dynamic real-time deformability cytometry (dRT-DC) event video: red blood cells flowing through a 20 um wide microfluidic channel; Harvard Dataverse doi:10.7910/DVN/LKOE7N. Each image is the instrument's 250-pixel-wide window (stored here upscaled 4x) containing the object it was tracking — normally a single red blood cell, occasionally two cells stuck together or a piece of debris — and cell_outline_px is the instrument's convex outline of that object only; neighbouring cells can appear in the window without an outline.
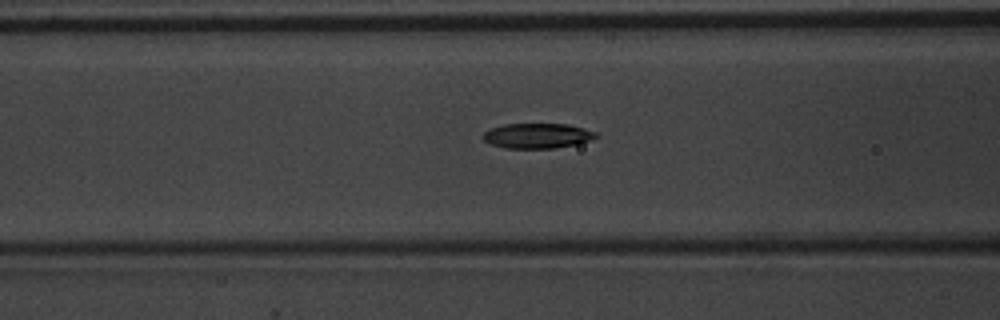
{"species": "common noctule bat (a hibernating species)", "species_latin": "Nyctalus noctula", "temperature_condition": "warm", "stored_images_in_passage": 31, "camera_frame_rate_fps": 3000, "um_per_image_px": 0.085, "animal": {"sex": "male", "body_mass_g": 20.1, "forearm_length_mm": 53.5}, "frame": {"image": 1, "passage_image": 9, "time_ms": 2.667, "image_size_px": [1000, 320], "cell_outline_px": [[596, 136], [592, 140], [576, 144], [552, 148], [504, 148], [492, 144], [484, 140], [480, 136], [484, 132], [492, 128], [504, 124], [568, 124], [584, 128], [596, 132]], "centroid_in_image_um": [45.66, 11.54], "position_along_channel_um": 120.9, "area_um2": 16.42}}
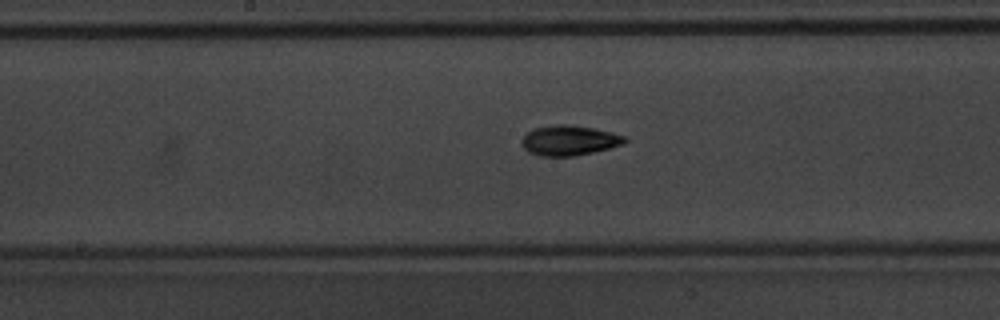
{"frame": {"image": 2, "passage_image": 15, "time_ms": 4.667, "image_size_px": [1000, 320], "cell_outline_px": [[628, 140], [624, 144], [576, 156], [540, 156], [528, 152], [520, 144], [520, 140], [532, 128], [556, 124], [568, 124], [592, 128], [612, 132], [624, 136]], "centroid_in_image_um": [48.35, 11.93], "position_along_channel_um": 199.9, "area_um2": 18.15}}
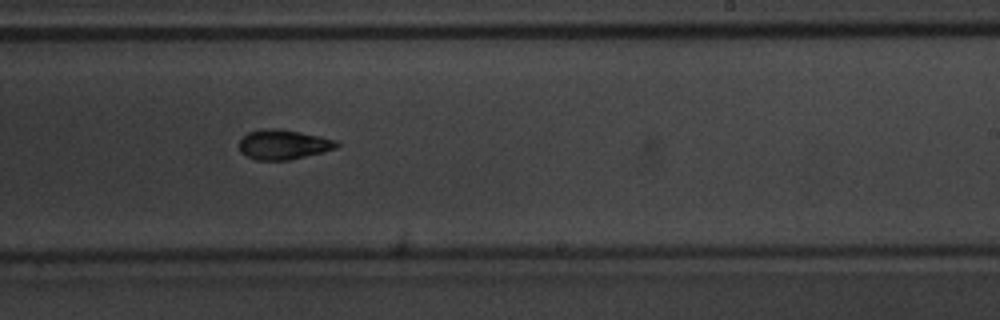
{"frame": {"image": 3, "passage_image": 20, "time_ms": 6.333, "image_size_px": [1000, 320], "cell_outline_px": [[340, 144], [336, 148], [288, 160], [256, 160], [240, 152], [240, 140], [248, 132], [264, 128], [276, 128], [300, 132], [320, 136], [336, 140]], "centroid_in_image_um": [24.07, 12.27], "position_along_channel_um": 264.9, "area_um2": 16.7}}